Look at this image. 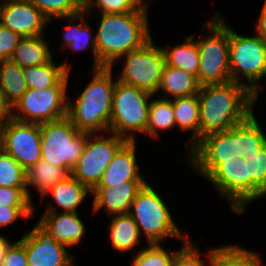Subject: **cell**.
<instances>
[{
  "label": "cell",
  "mask_w": 266,
  "mask_h": 266,
  "mask_svg": "<svg viewBox=\"0 0 266 266\" xmlns=\"http://www.w3.org/2000/svg\"><path fill=\"white\" fill-rule=\"evenodd\" d=\"M110 218L108 240L113 249L125 253L141 244L138 226L130 214L111 215Z\"/></svg>",
  "instance_id": "cell-25"
},
{
  "label": "cell",
  "mask_w": 266,
  "mask_h": 266,
  "mask_svg": "<svg viewBox=\"0 0 266 266\" xmlns=\"http://www.w3.org/2000/svg\"><path fill=\"white\" fill-rule=\"evenodd\" d=\"M89 134L82 155L71 170V175L93 190L117 152L128 142L124 137L109 132Z\"/></svg>",
  "instance_id": "cell-10"
},
{
  "label": "cell",
  "mask_w": 266,
  "mask_h": 266,
  "mask_svg": "<svg viewBox=\"0 0 266 266\" xmlns=\"http://www.w3.org/2000/svg\"><path fill=\"white\" fill-rule=\"evenodd\" d=\"M12 118V106L7 102L0 89V126Z\"/></svg>",
  "instance_id": "cell-43"
},
{
  "label": "cell",
  "mask_w": 266,
  "mask_h": 266,
  "mask_svg": "<svg viewBox=\"0 0 266 266\" xmlns=\"http://www.w3.org/2000/svg\"><path fill=\"white\" fill-rule=\"evenodd\" d=\"M209 36L197 39L200 56L198 84H221L231 81L229 66V25L218 12L203 25Z\"/></svg>",
  "instance_id": "cell-5"
},
{
  "label": "cell",
  "mask_w": 266,
  "mask_h": 266,
  "mask_svg": "<svg viewBox=\"0 0 266 266\" xmlns=\"http://www.w3.org/2000/svg\"><path fill=\"white\" fill-rule=\"evenodd\" d=\"M256 32L263 42L266 43V0L262 6L260 16L256 23Z\"/></svg>",
  "instance_id": "cell-44"
},
{
  "label": "cell",
  "mask_w": 266,
  "mask_h": 266,
  "mask_svg": "<svg viewBox=\"0 0 266 266\" xmlns=\"http://www.w3.org/2000/svg\"><path fill=\"white\" fill-rule=\"evenodd\" d=\"M121 57L124 59V66L117 80L153 95L157 94L165 65L162 46L155 45L151 38L142 47Z\"/></svg>",
  "instance_id": "cell-11"
},
{
  "label": "cell",
  "mask_w": 266,
  "mask_h": 266,
  "mask_svg": "<svg viewBox=\"0 0 266 266\" xmlns=\"http://www.w3.org/2000/svg\"><path fill=\"white\" fill-rule=\"evenodd\" d=\"M83 5H85L89 0H80Z\"/></svg>",
  "instance_id": "cell-46"
},
{
  "label": "cell",
  "mask_w": 266,
  "mask_h": 266,
  "mask_svg": "<svg viewBox=\"0 0 266 266\" xmlns=\"http://www.w3.org/2000/svg\"><path fill=\"white\" fill-rule=\"evenodd\" d=\"M49 22L29 0H1L0 24L22 37L44 35Z\"/></svg>",
  "instance_id": "cell-15"
},
{
  "label": "cell",
  "mask_w": 266,
  "mask_h": 266,
  "mask_svg": "<svg viewBox=\"0 0 266 266\" xmlns=\"http://www.w3.org/2000/svg\"><path fill=\"white\" fill-rule=\"evenodd\" d=\"M247 170V206L266 195V144L258 154L244 158Z\"/></svg>",
  "instance_id": "cell-28"
},
{
  "label": "cell",
  "mask_w": 266,
  "mask_h": 266,
  "mask_svg": "<svg viewBox=\"0 0 266 266\" xmlns=\"http://www.w3.org/2000/svg\"><path fill=\"white\" fill-rule=\"evenodd\" d=\"M175 127L172 99H152L149 105L146 136L158 139V131H168Z\"/></svg>",
  "instance_id": "cell-33"
},
{
  "label": "cell",
  "mask_w": 266,
  "mask_h": 266,
  "mask_svg": "<svg viewBox=\"0 0 266 266\" xmlns=\"http://www.w3.org/2000/svg\"><path fill=\"white\" fill-rule=\"evenodd\" d=\"M36 225L54 241L68 248L78 245L86 232L78 213H43Z\"/></svg>",
  "instance_id": "cell-18"
},
{
  "label": "cell",
  "mask_w": 266,
  "mask_h": 266,
  "mask_svg": "<svg viewBox=\"0 0 266 266\" xmlns=\"http://www.w3.org/2000/svg\"><path fill=\"white\" fill-rule=\"evenodd\" d=\"M239 156L237 125L223 132L206 135L200 139L187 155L186 163L205 178L219 163L235 160Z\"/></svg>",
  "instance_id": "cell-13"
},
{
  "label": "cell",
  "mask_w": 266,
  "mask_h": 266,
  "mask_svg": "<svg viewBox=\"0 0 266 266\" xmlns=\"http://www.w3.org/2000/svg\"><path fill=\"white\" fill-rule=\"evenodd\" d=\"M147 181H126L114 187H95L92 190L93 213L104 209L108 216L129 214L130 205Z\"/></svg>",
  "instance_id": "cell-17"
},
{
  "label": "cell",
  "mask_w": 266,
  "mask_h": 266,
  "mask_svg": "<svg viewBox=\"0 0 266 266\" xmlns=\"http://www.w3.org/2000/svg\"><path fill=\"white\" fill-rule=\"evenodd\" d=\"M199 89L200 85L194 75L165 63L157 90V93L161 90L166 93L163 98L167 99L169 96L168 99H173L195 95L198 94Z\"/></svg>",
  "instance_id": "cell-24"
},
{
  "label": "cell",
  "mask_w": 266,
  "mask_h": 266,
  "mask_svg": "<svg viewBox=\"0 0 266 266\" xmlns=\"http://www.w3.org/2000/svg\"><path fill=\"white\" fill-rule=\"evenodd\" d=\"M36 207H10L0 206V227L15 223L18 218L26 220L32 216Z\"/></svg>",
  "instance_id": "cell-42"
},
{
  "label": "cell",
  "mask_w": 266,
  "mask_h": 266,
  "mask_svg": "<svg viewBox=\"0 0 266 266\" xmlns=\"http://www.w3.org/2000/svg\"><path fill=\"white\" fill-rule=\"evenodd\" d=\"M70 173L63 167H58L41 159L26 170V190L31 201L30 187L34 186L42 197L58 182L66 178Z\"/></svg>",
  "instance_id": "cell-26"
},
{
  "label": "cell",
  "mask_w": 266,
  "mask_h": 266,
  "mask_svg": "<svg viewBox=\"0 0 266 266\" xmlns=\"http://www.w3.org/2000/svg\"><path fill=\"white\" fill-rule=\"evenodd\" d=\"M174 108L175 127L184 132L191 131V138L186 143L187 155L192 147L200 140V108L197 94L176 97L172 99Z\"/></svg>",
  "instance_id": "cell-21"
},
{
  "label": "cell",
  "mask_w": 266,
  "mask_h": 266,
  "mask_svg": "<svg viewBox=\"0 0 266 266\" xmlns=\"http://www.w3.org/2000/svg\"><path fill=\"white\" fill-rule=\"evenodd\" d=\"M69 73L54 87L28 89L12 107V118L21 122L42 124L66 117Z\"/></svg>",
  "instance_id": "cell-9"
},
{
  "label": "cell",
  "mask_w": 266,
  "mask_h": 266,
  "mask_svg": "<svg viewBox=\"0 0 266 266\" xmlns=\"http://www.w3.org/2000/svg\"><path fill=\"white\" fill-rule=\"evenodd\" d=\"M0 148L27 170L42 159L40 124L11 118L0 126Z\"/></svg>",
  "instance_id": "cell-12"
},
{
  "label": "cell",
  "mask_w": 266,
  "mask_h": 266,
  "mask_svg": "<svg viewBox=\"0 0 266 266\" xmlns=\"http://www.w3.org/2000/svg\"><path fill=\"white\" fill-rule=\"evenodd\" d=\"M51 22L52 19H67L81 13L84 5L80 0H29Z\"/></svg>",
  "instance_id": "cell-34"
},
{
  "label": "cell",
  "mask_w": 266,
  "mask_h": 266,
  "mask_svg": "<svg viewBox=\"0 0 266 266\" xmlns=\"http://www.w3.org/2000/svg\"><path fill=\"white\" fill-rule=\"evenodd\" d=\"M68 72L69 64L57 65L54 60L33 67H24L23 73L28 89H43L54 87Z\"/></svg>",
  "instance_id": "cell-30"
},
{
  "label": "cell",
  "mask_w": 266,
  "mask_h": 266,
  "mask_svg": "<svg viewBox=\"0 0 266 266\" xmlns=\"http://www.w3.org/2000/svg\"><path fill=\"white\" fill-rule=\"evenodd\" d=\"M136 147V141H128L112 158L96 187H114L126 181H145L137 164Z\"/></svg>",
  "instance_id": "cell-19"
},
{
  "label": "cell",
  "mask_w": 266,
  "mask_h": 266,
  "mask_svg": "<svg viewBox=\"0 0 266 266\" xmlns=\"http://www.w3.org/2000/svg\"><path fill=\"white\" fill-rule=\"evenodd\" d=\"M150 1L144 0H89L84 5L88 16L92 9L101 10V14H122L135 11L139 6H149ZM99 8V9H98Z\"/></svg>",
  "instance_id": "cell-37"
},
{
  "label": "cell",
  "mask_w": 266,
  "mask_h": 266,
  "mask_svg": "<svg viewBox=\"0 0 266 266\" xmlns=\"http://www.w3.org/2000/svg\"><path fill=\"white\" fill-rule=\"evenodd\" d=\"M148 6L122 14H100L95 34L99 68L111 67L128 52L145 45L151 38Z\"/></svg>",
  "instance_id": "cell-2"
},
{
  "label": "cell",
  "mask_w": 266,
  "mask_h": 266,
  "mask_svg": "<svg viewBox=\"0 0 266 266\" xmlns=\"http://www.w3.org/2000/svg\"><path fill=\"white\" fill-rule=\"evenodd\" d=\"M2 266H28L24 248V234L20 240L11 242L7 247Z\"/></svg>",
  "instance_id": "cell-40"
},
{
  "label": "cell",
  "mask_w": 266,
  "mask_h": 266,
  "mask_svg": "<svg viewBox=\"0 0 266 266\" xmlns=\"http://www.w3.org/2000/svg\"><path fill=\"white\" fill-rule=\"evenodd\" d=\"M42 159L71 173L82 155L88 133L80 132L66 116L40 124Z\"/></svg>",
  "instance_id": "cell-8"
},
{
  "label": "cell",
  "mask_w": 266,
  "mask_h": 266,
  "mask_svg": "<svg viewBox=\"0 0 266 266\" xmlns=\"http://www.w3.org/2000/svg\"><path fill=\"white\" fill-rule=\"evenodd\" d=\"M129 214L134 218L140 236L143 233L148 244H161L168 237L179 238L182 242L189 238L174 222L161 195L147 182L131 203Z\"/></svg>",
  "instance_id": "cell-4"
},
{
  "label": "cell",
  "mask_w": 266,
  "mask_h": 266,
  "mask_svg": "<svg viewBox=\"0 0 266 266\" xmlns=\"http://www.w3.org/2000/svg\"><path fill=\"white\" fill-rule=\"evenodd\" d=\"M200 139L223 132L246 120L258 100L244 84L229 81L200 86Z\"/></svg>",
  "instance_id": "cell-1"
},
{
  "label": "cell",
  "mask_w": 266,
  "mask_h": 266,
  "mask_svg": "<svg viewBox=\"0 0 266 266\" xmlns=\"http://www.w3.org/2000/svg\"><path fill=\"white\" fill-rule=\"evenodd\" d=\"M21 67L40 66L53 59L44 35L22 37L11 58Z\"/></svg>",
  "instance_id": "cell-23"
},
{
  "label": "cell",
  "mask_w": 266,
  "mask_h": 266,
  "mask_svg": "<svg viewBox=\"0 0 266 266\" xmlns=\"http://www.w3.org/2000/svg\"><path fill=\"white\" fill-rule=\"evenodd\" d=\"M182 245L180 250H176L171 266H210L211 250L206 255L208 258L206 259L208 264H206L205 260L200 257L199 246L191 242L190 238L184 241Z\"/></svg>",
  "instance_id": "cell-38"
},
{
  "label": "cell",
  "mask_w": 266,
  "mask_h": 266,
  "mask_svg": "<svg viewBox=\"0 0 266 266\" xmlns=\"http://www.w3.org/2000/svg\"><path fill=\"white\" fill-rule=\"evenodd\" d=\"M229 66L231 81L244 84L258 97L266 76V43L258 35H239L229 26Z\"/></svg>",
  "instance_id": "cell-7"
},
{
  "label": "cell",
  "mask_w": 266,
  "mask_h": 266,
  "mask_svg": "<svg viewBox=\"0 0 266 266\" xmlns=\"http://www.w3.org/2000/svg\"><path fill=\"white\" fill-rule=\"evenodd\" d=\"M23 70L11 59L0 61V89L12 107L28 90Z\"/></svg>",
  "instance_id": "cell-29"
},
{
  "label": "cell",
  "mask_w": 266,
  "mask_h": 266,
  "mask_svg": "<svg viewBox=\"0 0 266 266\" xmlns=\"http://www.w3.org/2000/svg\"><path fill=\"white\" fill-rule=\"evenodd\" d=\"M162 50L167 65L182 69L198 78L200 56L194 34H190L186 37L184 43L176 44L171 48L162 46Z\"/></svg>",
  "instance_id": "cell-27"
},
{
  "label": "cell",
  "mask_w": 266,
  "mask_h": 266,
  "mask_svg": "<svg viewBox=\"0 0 266 266\" xmlns=\"http://www.w3.org/2000/svg\"><path fill=\"white\" fill-rule=\"evenodd\" d=\"M204 179L208 180L219 196L226 198L231 210L242 214L247 206V170L244 157L219 163Z\"/></svg>",
  "instance_id": "cell-14"
},
{
  "label": "cell",
  "mask_w": 266,
  "mask_h": 266,
  "mask_svg": "<svg viewBox=\"0 0 266 266\" xmlns=\"http://www.w3.org/2000/svg\"><path fill=\"white\" fill-rule=\"evenodd\" d=\"M22 36L0 24V61L10 59Z\"/></svg>",
  "instance_id": "cell-41"
},
{
  "label": "cell",
  "mask_w": 266,
  "mask_h": 266,
  "mask_svg": "<svg viewBox=\"0 0 266 266\" xmlns=\"http://www.w3.org/2000/svg\"><path fill=\"white\" fill-rule=\"evenodd\" d=\"M67 246L57 243L36 224L24 234V248L31 266H75Z\"/></svg>",
  "instance_id": "cell-16"
},
{
  "label": "cell",
  "mask_w": 266,
  "mask_h": 266,
  "mask_svg": "<svg viewBox=\"0 0 266 266\" xmlns=\"http://www.w3.org/2000/svg\"><path fill=\"white\" fill-rule=\"evenodd\" d=\"M258 253L228 244L211 248L210 266H263Z\"/></svg>",
  "instance_id": "cell-31"
},
{
  "label": "cell",
  "mask_w": 266,
  "mask_h": 266,
  "mask_svg": "<svg viewBox=\"0 0 266 266\" xmlns=\"http://www.w3.org/2000/svg\"><path fill=\"white\" fill-rule=\"evenodd\" d=\"M0 206L34 207L26 188L0 187Z\"/></svg>",
  "instance_id": "cell-39"
},
{
  "label": "cell",
  "mask_w": 266,
  "mask_h": 266,
  "mask_svg": "<svg viewBox=\"0 0 266 266\" xmlns=\"http://www.w3.org/2000/svg\"><path fill=\"white\" fill-rule=\"evenodd\" d=\"M89 193L92 194V190L70 174L41 197V202L48 195L56 203L52 205L53 202L48 201L44 213L58 212L57 209L59 208H61L62 213H77L78 206H81Z\"/></svg>",
  "instance_id": "cell-20"
},
{
  "label": "cell",
  "mask_w": 266,
  "mask_h": 266,
  "mask_svg": "<svg viewBox=\"0 0 266 266\" xmlns=\"http://www.w3.org/2000/svg\"><path fill=\"white\" fill-rule=\"evenodd\" d=\"M87 12L83 10L81 13L68 17L71 25L67 24L66 28H62L63 32V40L62 46L77 52L86 50L89 47L91 48L92 57L94 63L92 65V69L99 68V60L97 59V49H96V39L95 35L92 34L94 32L92 27L87 23ZM71 20L78 21L77 24H74ZM73 23V24H72ZM93 35V36H92Z\"/></svg>",
  "instance_id": "cell-22"
},
{
  "label": "cell",
  "mask_w": 266,
  "mask_h": 266,
  "mask_svg": "<svg viewBox=\"0 0 266 266\" xmlns=\"http://www.w3.org/2000/svg\"><path fill=\"white\" fill-rule=\"evenodd\" d=\"M112 70L111 67L91 69L92 79L74 102L68 94L67 117L80 132L109 134L116 84Z\"/></svg>",
  "instance_id": "cell-3"
},
{
  "label": "cell",
  "mask_w": 266,
  "mask_h": 266,
  "mask_svg": "<svg viewBox=\"0 0 266 266\" xmlns=\"http://www.w3.org/2000/svg\"><path fill=\"white\" fill-rule=\"evenodd\" d=\"M176 251L166 250L161 244H148L135 255L132 266H171Z\"/></svg>",
  "instance_id": "cell-36"
},
{
  "label": "cell",
  "mask_w": 266,
  "mask_h": 266,
  "mask_svg": "<svg viewBox=\"0 0 266 266\" xmlns=\"http://www.w3.org/2000/svg\"><path fill=\"white\" fill-rule=\"evenodd\" d=\"M10 243L5 236L0 235V266H2L5 251Z\"/></svg>",
  "instance_id": "cell-45"
},
{
  "label": "cell",
  "mask_w": 266,
  "mask_h": 266,
  "mask_svg": "<svg viewBox=\"0 0 266 266\" xmlns=\"http://www.w3.org/2000/svg\"><path fill=\"white\" fill-rule=\"evenodd\" d=\"M254 112L243 122L237 124L238 154L247 157V154H258L266 144V134L260 128Z\"/></svg>",
  "instance_id": "cell-32"
},
{
  "label": "cell",
  "mask_w": 266,
  "mask_h": 266,
  "mask_svg": "<svg viewBox=\"0 0 266 266\" xmlns=\"http://www.w3.org/2000/svg\"><path fill=\"white\" fill-rule=\"evenodd\" d=\"M0 187L26 188V170L1 148Z\"/></svg>",
  "instance_id": "cell-35"
},
{
  "label": "cell",
  "mask_w": 266,
  "mask_h": 266,
  "mask_svg": "<svg viewBox=\"0 0 266 266\" xmlns=\"http://www.w3.org/2000/svg\"><path fill=\"white\" fill-rule=\"evenodd\" d=\"M154 95L116 79L109 132L136 141L135 133L146 135L151 98Z\"/></svg>",
  "instance_id": "cell-6"
}]
</instances>
